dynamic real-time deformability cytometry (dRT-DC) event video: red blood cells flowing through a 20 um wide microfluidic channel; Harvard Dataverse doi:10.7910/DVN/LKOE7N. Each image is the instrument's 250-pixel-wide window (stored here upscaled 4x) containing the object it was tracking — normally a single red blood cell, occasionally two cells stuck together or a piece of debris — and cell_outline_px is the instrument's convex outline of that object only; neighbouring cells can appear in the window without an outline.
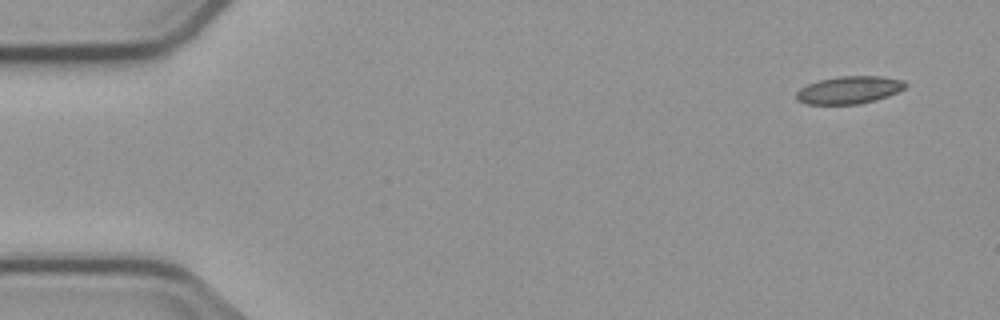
{"species": "common noctule bat (a hibernating species)", "species_latin": "Nyctalus noctula", "temperature_condition": "cold", "stored_images_in_passage": 7, "camera_frame_rate_fps": 3000, "um_per_image_px": 0.085, "animal": {"sex": "male", "body_mass_g": 23.1, "forearm_length_mm": 52.7}, "frame": {"image": 1, "passage_image": 1, "time_ms": 0.0, "image_size_px": [1000, 320], "cell_outline_px": [[908, 84], [904, 88], [888, 96], [876, 100], [860, 104], [804, 104], [796, 100], [796, 92], [800, 88], [808, 84], [820, 80], [836, 76], [880, 76], [904, 80]], "centroid_in_image_um": [72.16, 7.65], "position_along_channel_um": 12.8, "area_um2": 17.63}}
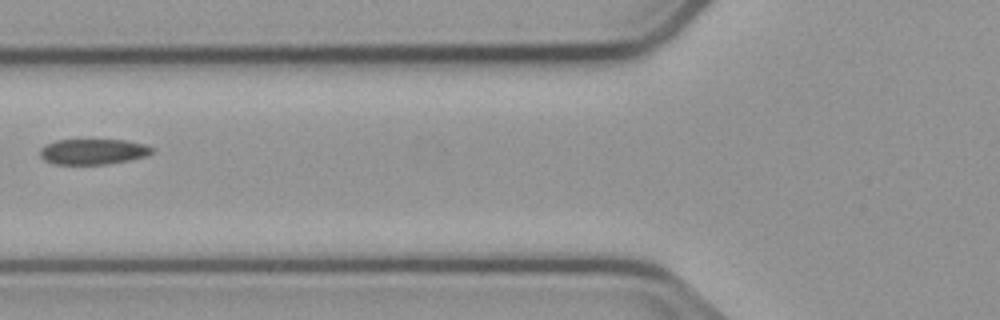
{"frame": {"image": 2, "passage_image": 6, "time_ms": 6.0, "image_size_px": [1000, 320], "cell_outline_px": [[156, 148], [152, 152], [144, 156], [128, 160], [108, 164], [56, 164], [44, 160], [40, 156], [40, 148], [44, 144], [56, 140], [124, 140], [148, 144]], "centroid_in_image_um": [7.91, 12.88], "position_along_channel_um": 117.9, "area_um2": 16.76}}
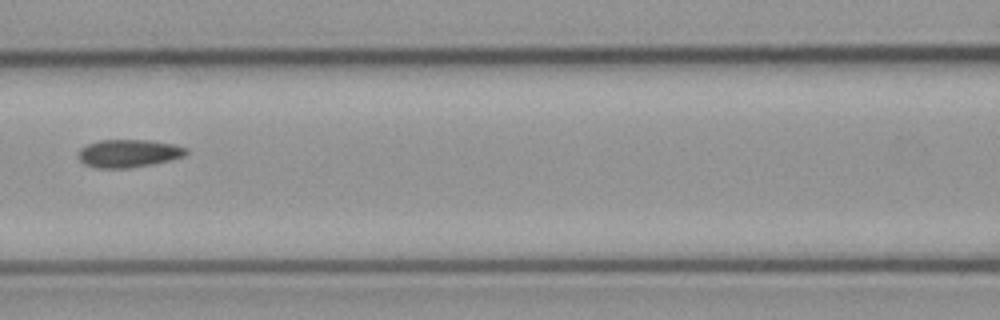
{"frame": {"image": 3, "passage_image": 7, "time_ms": 7.0, "image_size_px": [1000, 320], "cell_outline_px": [[188, 152], [184, 156], [152, 164], [128, 168], [96, 168], [84, 164], [76, 156], [80, 148], [88, 144], [100, 140], [148, 140], [172, 144], [188, 148]], "centroid_in_image_um": [10.89, 13.04], "position_along_channel_um": 155.7, "area_um2": 17.51}}